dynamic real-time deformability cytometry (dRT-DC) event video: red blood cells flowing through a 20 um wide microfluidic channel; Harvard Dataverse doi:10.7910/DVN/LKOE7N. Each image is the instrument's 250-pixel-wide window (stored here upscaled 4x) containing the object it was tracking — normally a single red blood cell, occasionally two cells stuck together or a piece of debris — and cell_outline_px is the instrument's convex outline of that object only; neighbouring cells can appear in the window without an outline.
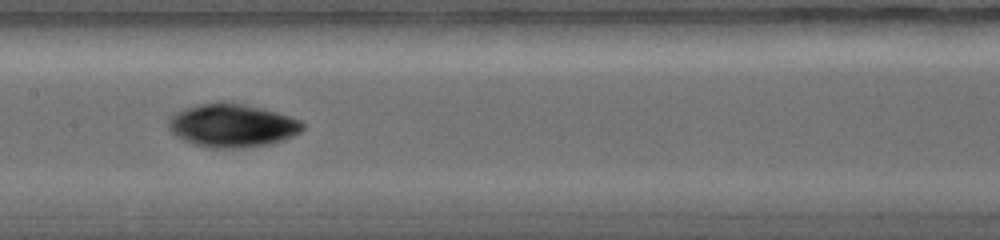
{"species": "common noctule bat (a hibernating species)", "species_latin": "Nyctalus noctula", "temperature_condition": "warm", "stored_images_in_passage": 11, "camera_frame_rate_fps": 5000, "um_per_image_px": 0.085, "animal": {"sex": "female", "body_mass_g": 19.0, "forearm_length_mm": 56.7}, "frame": {"image": 1, "passage_image": 10, "time_ms": 5.2, "image_size_px": [1000, 240], "cell_outline_px": [[304, 128], [300, 132], [292, 136], [272, 144], [240, 148], [212, 148], [196, 144], [184, 140], [176, 136], [168, 128], [168, 120], [176, 112], [184, 108], [200, 104], [244, 104], [276, 112], [300, 120], [304, 124]], "centroid_in_image_um": [19.75, 10.69], "position_along_channel_um": 187.7, "area_um2": 33.23}}